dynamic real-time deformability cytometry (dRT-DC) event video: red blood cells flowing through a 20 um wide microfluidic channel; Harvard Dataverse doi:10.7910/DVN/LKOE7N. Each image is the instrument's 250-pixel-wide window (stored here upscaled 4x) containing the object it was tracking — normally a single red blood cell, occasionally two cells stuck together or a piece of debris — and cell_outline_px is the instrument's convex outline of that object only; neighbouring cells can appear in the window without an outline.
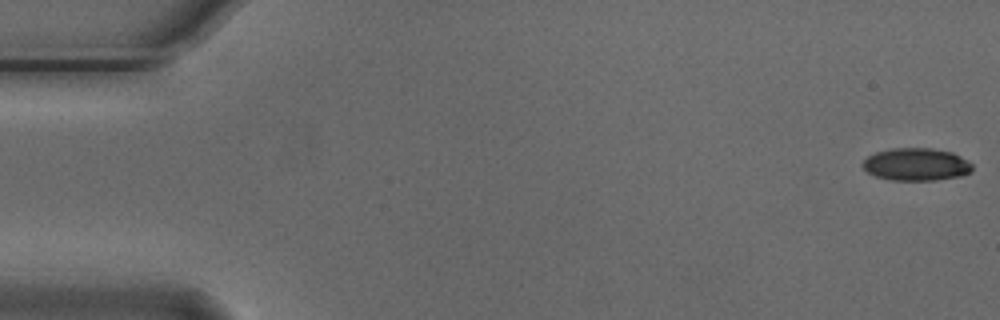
{"species": "Egyptian fruit bat (a non-hibernating species)", "species_latin": "Rousettus aegyptiacus", "temperature_condition": "cold", "stored_images_in_passage": 5, "camera_frame_rate_fps": 3000, "um_per_image_px": 0.085, "animal": {"sex": "male"}, "frame": {"image": 1, "passage_image": 1, "time_ms": 0.0, "image_size_px": [1000, 320], "cell_outline_px": [[972, 172], [960, 176], [936, 180], [892, 180], [876, 176], [868, 172], [860, 164], [868, 156], [876, 152], [892, 148], [932, 148], [952, 152], [968, 160], [972, 164]], "centroid_in_image_um": [77.89, 13.97], "position_along_channel_um": 7.1, "area_um2": 20.87}}
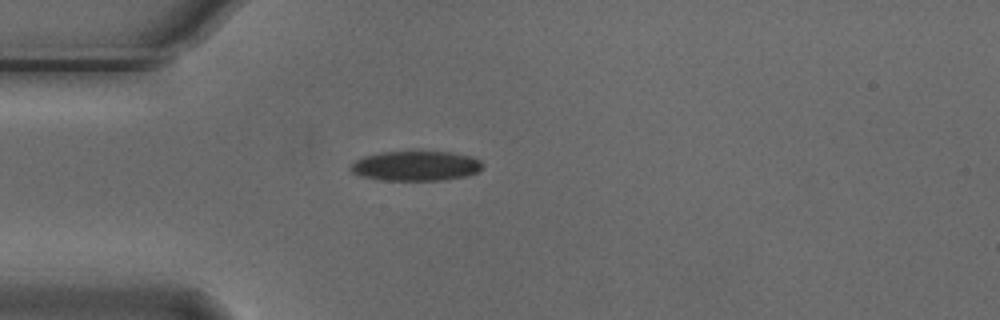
{"frame": {"image": 2, "passage_image": 5, "time_ms": 1.333, "image_size_px": [1000, 320], "cell_outline_px": [[484, 164], [476, 172], [468, 176], [444, 180], [380, 180], [360, 176], [352, 172], [348, 168], [356, 160], [364, 156], [384, 152], [452, 152], [472, 156], [480, 160]], "centroid_in_image_um": [35.35, 14.11], "position_along_channel_um": 49.6, "area_um2": 22.95}}